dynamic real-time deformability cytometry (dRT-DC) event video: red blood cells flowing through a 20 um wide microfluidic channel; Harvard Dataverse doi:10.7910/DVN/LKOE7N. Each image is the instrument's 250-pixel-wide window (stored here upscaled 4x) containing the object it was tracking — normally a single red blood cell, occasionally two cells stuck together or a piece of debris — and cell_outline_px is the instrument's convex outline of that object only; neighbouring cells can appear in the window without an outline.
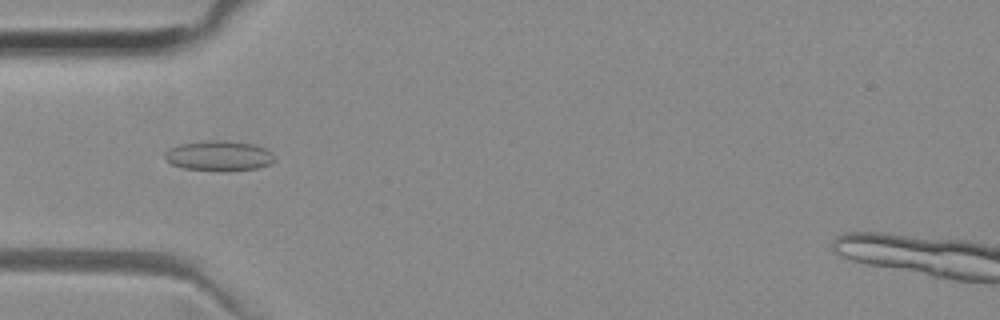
{"species": "common noctule bat (a hibernating species)", "species_latin": "Nyctalus noctula", "temperature_condition": "room temperature", "stored_images_in_passage": 43, "camera_frame_rate_fps": 3000, "um_per_image_px": 0.085, "animal": {"sex": "female", "body_mass_g": 29.2, "forearm_length_mm": 56.3}, "frame": {"image": 1, "passage_image": 7, "time_ms": 2.0, "image_size_px": [1000, 320], "cell_outline_px": [[276, 160], [272, 164], [256, 168], [228, 172], [184, 168], [172, 164], [164, 156], [164, 152], [180, 144], [212, 140], [228, 140], [252, 144], [264, 148], [272, 152]], "centroid_in_image_um": [18.67, 13.25], "position_along_channel_um": 66.3, "area_um2": 19.36}}
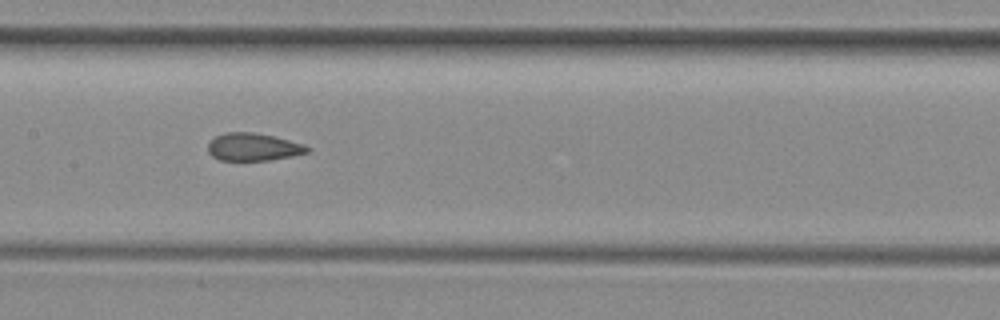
{"frame": {"image": 2, "passage_image": 16, "time_ms": 5.0, "image_size_px": [1000, 320], "cell_outline_px": [[312, 148], [308, 152], [292, 156], [268, 160], [220, 160], [212, 156], [208, 152], [208, 144], [216, 136], [224, 132], [252, 132], [272, 136], [304, 144]], "centroid_in_image_um": [21.53, 12.49], "position_along_channel_um": 185.9, "area_um2": 15.9}}
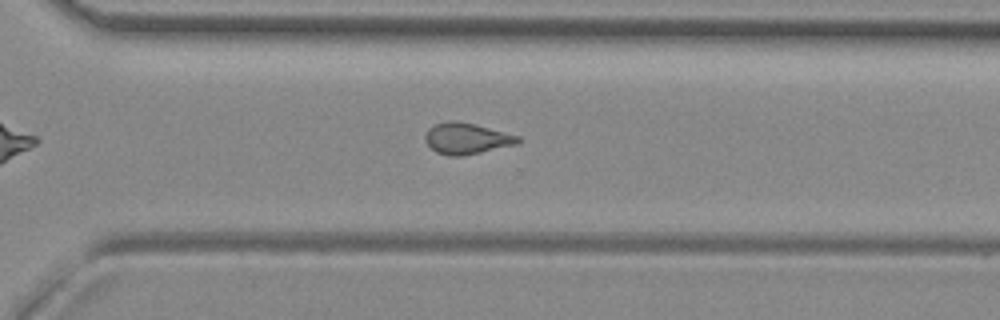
{"frame": {"image": 3, "passage_image": 27, "time_ms": 8.667, "image_size_px": [1000, 320], "cell_outline_px": [[520, 144], [460, 156], [448, 156], [436, 152], [424, 140], [424, 136], [428, 128], [436, 124], [448, 120], [456, 120], [520, 136]], "centroid_in_image_um": [39.65, 11.78], "position_along_channel_um": 331.0, "area_um2": 16.76}, "authors_computed_cell_mechanics": {"area_um2": 16.5308, "velocity_mm_per_s": 3.9768, "shape_relaxation_time_tau1_ms": null, "shape_relaxation_time_tau2_ms": 1.596, "deformation_change_tau1": null, "deformation_change_tau2": 0.0634}}